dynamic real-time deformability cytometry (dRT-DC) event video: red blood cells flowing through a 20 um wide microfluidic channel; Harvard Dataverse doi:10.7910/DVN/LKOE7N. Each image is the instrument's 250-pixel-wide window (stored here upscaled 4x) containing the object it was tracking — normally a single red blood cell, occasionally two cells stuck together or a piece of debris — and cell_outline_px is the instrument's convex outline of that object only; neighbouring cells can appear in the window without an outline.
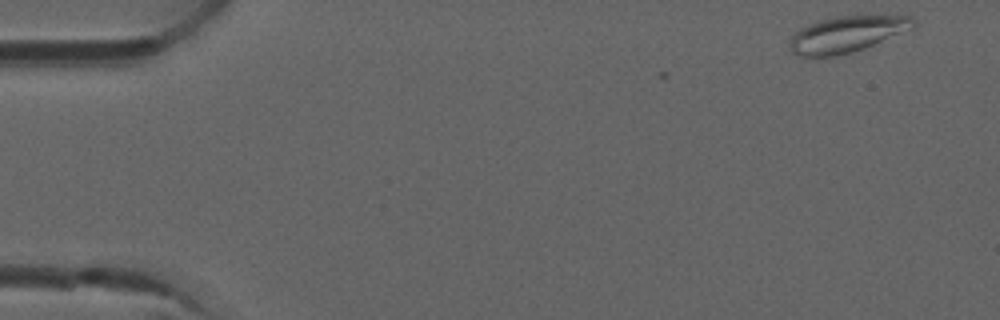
{"species": "common noctule bat (a hibernating species)", "species_latin": "Nyctalus noctula", "temperature_condition": "room temperature", "stored_images_in_passage": 4, "camera_frame_rate_fps": 3000, "um_per_image_px": 0.085, "animal": {"sex": "male", "forearm_length_mm": 52.5}, "frame": {"image": 1, "passage_image": 1, "time_ms": 0.0, "image_size_px": [1000, 320], "cell_outline_px": [[916, 24], [912, 28], [864, 48], [852, 52], [836, 56], [796, 56], [788, 48], [792, 36], [800, 28], [816, 20], [840, 16], [912, 16], [916, 20]], "centroid_in_image_um": [71.94, 2.91], "position_along_channel_um": 13.1, "area_um2": 25.89}}